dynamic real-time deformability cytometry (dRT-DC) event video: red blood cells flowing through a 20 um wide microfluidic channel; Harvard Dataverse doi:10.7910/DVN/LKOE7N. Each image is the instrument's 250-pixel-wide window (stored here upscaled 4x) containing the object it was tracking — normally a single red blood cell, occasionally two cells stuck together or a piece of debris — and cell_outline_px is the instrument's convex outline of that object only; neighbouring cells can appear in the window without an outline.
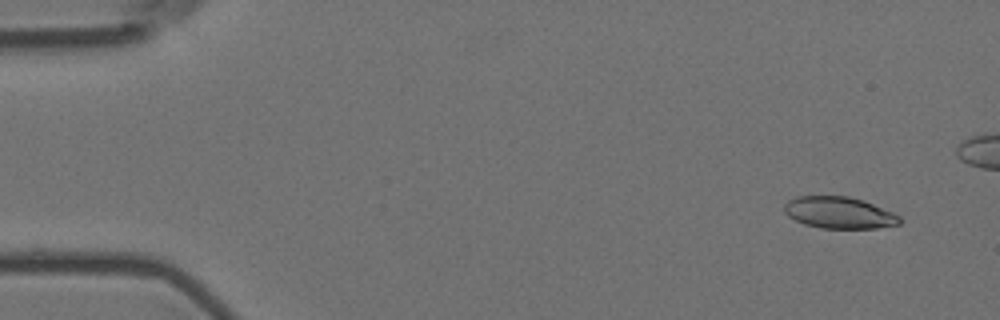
{"species": "Egyptian fruit bat (a non-hibernating species)", "species_latin": "Rousettus aegyptiacus", "temperature_condition": "room temperature", "stored_images_in_passage": 6, "camera_frame_rate_fps": 3000, "um_per_image_px": 0.085, "animal": {"sex": "female"}, "frame": {"image": 1, "passage_image": 1, "time_ms": 0.0, "image_size_px": [1000, 320], "cell_outline_px": [[900, 224], [876, 228], [820, 228], [804, 224], [788, 216], [784, 212], [784, 204], [788, 200], [796, 196], [848, 196], [864, 200], [892, 212], [900, 216]], "centroid_in_image_um": [71.31, 18.07], "position_along_channel_um": 13.7, "area_um2": 21.33}}
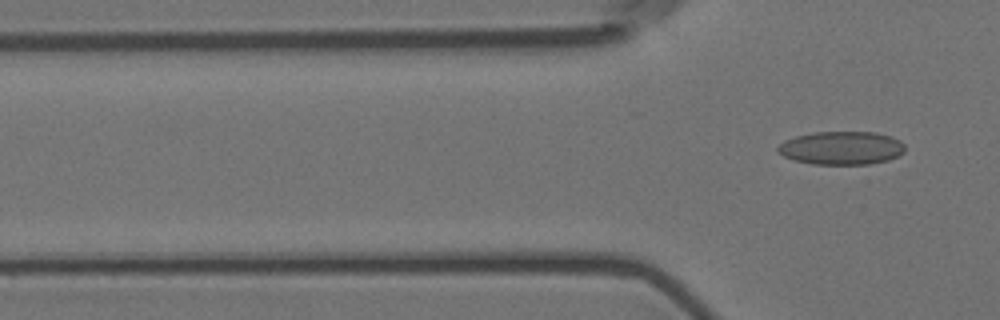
{"frame": {"image": 2, "passage_image": 6, "time_ms": 1.667, "image_size_px": [1000, 320], "cell_outline_px": [[904, 152], [888, 160], [868, 164], [812, 164], [792, 160], [776, 152], [776, 148], [784, 140], [796, 136], [816, 132], [876, 132], [892, 136], [900, 140], [904, 144]], "centroid_in_image_um": [71.51, 12.58], "position_along_channel_um": 54.3, "area_um2": 24.8}}